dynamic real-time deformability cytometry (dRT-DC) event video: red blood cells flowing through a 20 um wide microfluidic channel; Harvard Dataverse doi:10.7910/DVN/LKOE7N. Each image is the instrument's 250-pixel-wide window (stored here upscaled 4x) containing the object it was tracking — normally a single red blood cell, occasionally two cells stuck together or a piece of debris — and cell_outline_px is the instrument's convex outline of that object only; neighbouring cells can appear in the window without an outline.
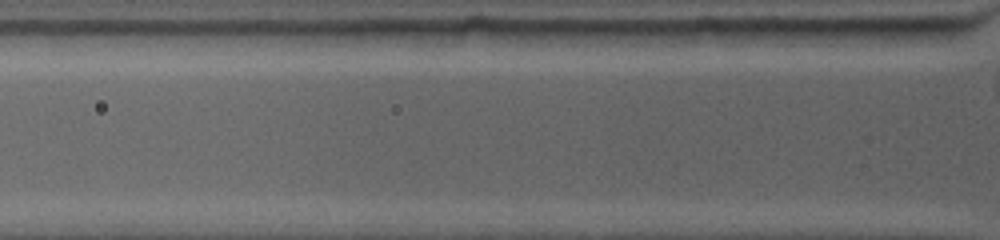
{"species": "common noctule bat (a hibernating species)", "species_latin": "Nyctalus noctula", "temperature_condition": "warm", "stored_images_in_passage": 3, "camera_frame_rate_fps": 4500, "um_per_image_px": 0.085, "animal": {"sex": "female", "body_mass_g": 19.0, "forearm_length_mm": 53.3}, "frame": {"image": 1, "passage_image": 3, "time_ms": 0.889, "image_size_px": [1000, 240], "cell_outline_px": [[952, 28], [948, 36], [940, 44], [864, 44], [844, 28]], "centroid_in_image_um": [76.53, 3.02], "position_along_channel_um": 49.3, "area_um2": 10.75}}